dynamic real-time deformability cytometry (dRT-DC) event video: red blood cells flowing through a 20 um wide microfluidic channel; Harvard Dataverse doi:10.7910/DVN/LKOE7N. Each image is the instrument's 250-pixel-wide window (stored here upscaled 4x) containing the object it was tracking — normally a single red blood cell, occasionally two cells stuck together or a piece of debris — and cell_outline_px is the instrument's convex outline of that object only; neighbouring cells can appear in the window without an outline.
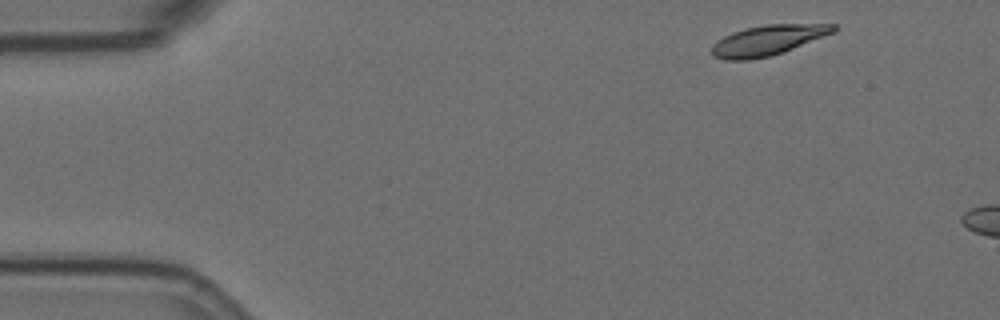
{"species": "Egyptian fruit bat (a non-hibernating species)", "species_latin": "Rousettus aegyptiacus", "temperature_condition": "room temperature", "stored_images_in_passage": 3, "camera_frame_rate_fps": 3000, "um_per_image_px": 0.085, "animal": {"sex": "female"}, "frame": {"image": 1, "passage_image": 1, "time_ms": 0.0, "image_size_px": [1000, 320], "cell_outline_px": [[836, 32], [792, 48], [768, 56], [748, 60], [724, 60], [712, 56], [712, 44], [716, 40], [732, 32], [744, 28], [768, 24], [836, 24]], "centroid_in_image_um": [65.22, 3.41], "position_along_channel_um": 19.8, "area_um2": 21.27}}